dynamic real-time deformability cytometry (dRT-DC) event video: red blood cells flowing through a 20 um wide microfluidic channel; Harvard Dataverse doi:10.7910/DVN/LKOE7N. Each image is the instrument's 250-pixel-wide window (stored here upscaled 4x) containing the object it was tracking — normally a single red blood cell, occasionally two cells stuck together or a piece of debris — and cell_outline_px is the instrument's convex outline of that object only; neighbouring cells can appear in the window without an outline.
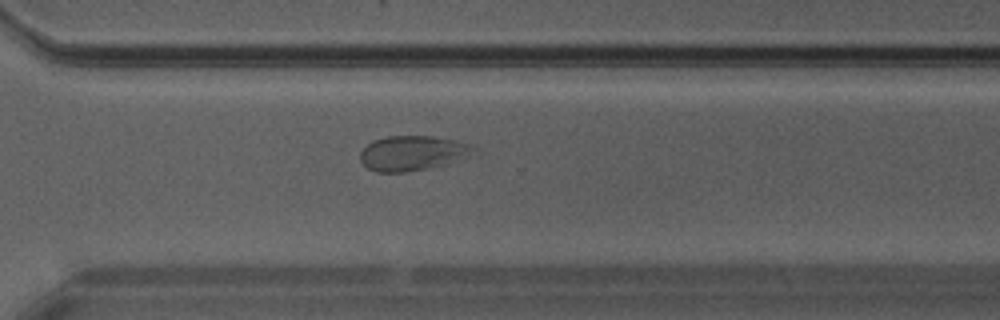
{"species": "Egyptian fruit bat (a non-hibernating species)", "species_latin": "Rousettus aegyptiacus", "temperature_condition": "warm", "stored_images_in_passage": 21, "camera_frame_rate_fps": 3000, "um_per_image_px": 0.085, "animal": {"sex": "male"}, "frame": {"image": 1, "passage_image": 18, "time_ms": 5.667, "image_size_px": [1000, 320], "cell_outline_px": [[480, 152], [444, 164], [404, 172], [376, 172], [368, 168], [360, 160], [360, 152], [368, 144], [376, 140], [388, 136], [432, 136], [452, 140], [468, 144], [476, 148]], "centroid_in_image_um": [35.07, 13.01], "position_along_channel_um": 335.5, "area_um2": 22.66}}